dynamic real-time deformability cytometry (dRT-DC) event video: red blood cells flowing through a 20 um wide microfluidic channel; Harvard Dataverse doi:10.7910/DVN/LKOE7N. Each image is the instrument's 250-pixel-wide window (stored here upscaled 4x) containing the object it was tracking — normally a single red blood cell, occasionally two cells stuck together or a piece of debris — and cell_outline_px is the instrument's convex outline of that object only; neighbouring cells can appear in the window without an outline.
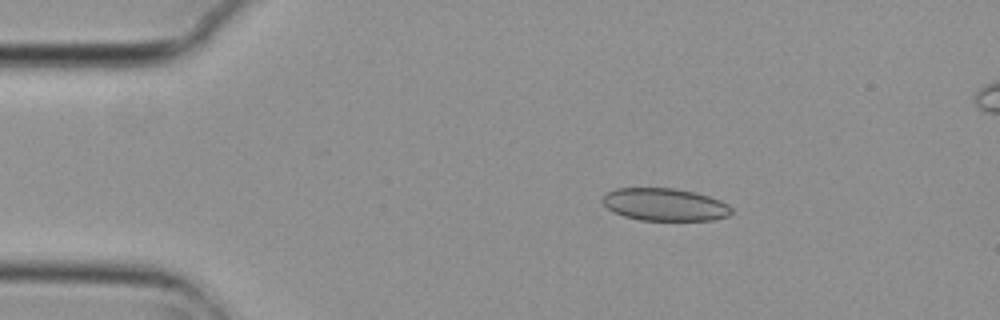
{"species": "common noctule bat (a hibernating species)", "species_latin": "Nyctalus noctula", "temperature_condition": "cold", "stored_images_in_passage": 5, "camera_frame_rate_fps": 3000, "um_per_image_px": 0.085, "animal": {"sex": "female", "body_mass_g": 29.2, "forearm_length_mm": 56.3}, "frame": {"image": 1, "passage_image": 3, "time_ms": 0.667, "image_size_px": [1000, 320], "cell_outline_px": [[732, 212], [728, 216], [712, 220], [640, 220], [624, 216], [612, 212], [600, 200], [608, 192], [616, 188], [676, 188], [696, 192], [720, 200], [728, 204], [732, 208]], "centroid_in_image_um": [56.51, 17.38], "position_along_channel_um": 28.5, "area_um2": 24.57}}